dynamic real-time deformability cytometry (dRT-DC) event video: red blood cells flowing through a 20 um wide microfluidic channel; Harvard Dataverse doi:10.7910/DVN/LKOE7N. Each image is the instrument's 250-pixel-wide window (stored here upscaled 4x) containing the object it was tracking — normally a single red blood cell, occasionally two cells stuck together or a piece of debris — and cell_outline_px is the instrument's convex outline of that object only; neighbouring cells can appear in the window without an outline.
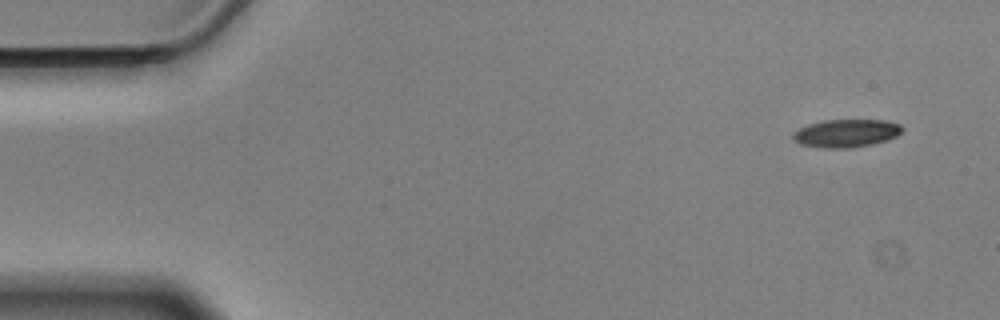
{"species": "Egyptian fruit bat (a non-hibernating species)", "species_latin": "Rousettus aegyptiacus", "temperature_condition": "cold", "stored_images_in_passage": 10, "camera_frame_rate_fps": 3000, "um_per_image_px": 0.085, "animal": {"sex": "male"}, "frame": {"image": 1, "passage_image": 1, "time_ms": 0.0, "image_size_px": [1000, 320], "cell_outline_px": [[904, 128], [896, 136], [888, 140], [872, 144], [848, 148], [824, 148], [800, 144], [792, 136], [792, 132], [808, 124], [824, 120], [888, 120], [900, 124]], "centroid_in_image_um": [71.95, 11.32], "position_along_channel_um": 13.1, "area_um2": 17.8}}